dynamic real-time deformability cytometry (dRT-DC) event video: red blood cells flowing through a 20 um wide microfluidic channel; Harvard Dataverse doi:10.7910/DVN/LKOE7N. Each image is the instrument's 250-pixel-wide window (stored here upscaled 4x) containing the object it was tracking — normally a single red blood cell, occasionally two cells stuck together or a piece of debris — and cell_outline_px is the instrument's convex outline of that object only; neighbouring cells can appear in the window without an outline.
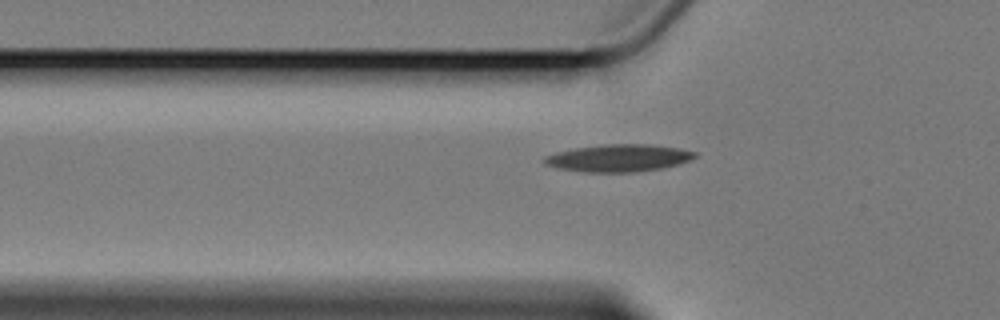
{"species": "Egyptian fruit bat (a non-hibernating species)", "species_latin": "Rousettus aegyptiacus", "temperature_condition": "cold", "stored_images_in_passage": 7, "segment_of_instrument_passage": [2, 2], "camera_frame_rate_fps": 3000, "um_per_image_px": 0.085, "animal": {"sex": "female"}, "frame": {"image": 1, "passage_image": 7, "time_ms": 9.667, "image_size_px": [1000, 320], "cell_outline_px": [[696, 156], [692, 160], [680, 164], [660, 168], [628, 172], [588, 172], [560, 168], [544, 164], [540, 160], [544, 156], [556, 152], [576, 148], [604, 144], [652, 144], [680, 148], [696, 152]], "centroid_in_image_um": [52.59, 13.42], "position_along_channel_um": 73.2, "area_um2": 23.93}}